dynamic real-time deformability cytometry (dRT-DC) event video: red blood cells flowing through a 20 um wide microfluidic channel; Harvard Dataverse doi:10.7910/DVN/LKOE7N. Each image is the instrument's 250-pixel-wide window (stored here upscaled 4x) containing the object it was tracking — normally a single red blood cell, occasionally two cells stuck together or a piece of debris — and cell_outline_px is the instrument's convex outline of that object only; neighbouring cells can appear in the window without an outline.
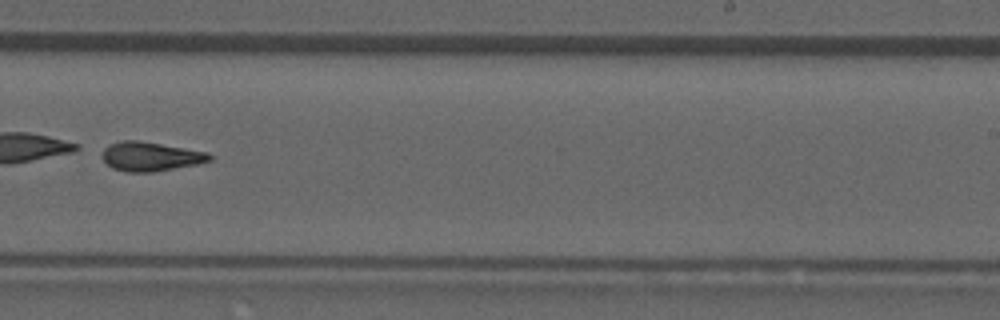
{"species": "common noctule bat (a hibernating species)", "species_latin": "Nyctalus noctula", "temperature_condition": "room temperature", "stored_images_in_passage": 45, "camera_frame_rate_fps": 3000, "um_per_image_px": 0.085, "animal": {"sex": "male", "forearm_length_mm": 52.5}, "frame": {"image": 1, "passage_image": 26, "time_ms": 8.333, "image_size_px": [1000, 320], "cell_outline_px": [[212, 160], [196, 164], [152, 172], [124, 172], [112, 168], [104, 160], [104, 148], [108, 144], [120, 140], [140, 140], [208, 152], [212, 156]], "centroid_in_image_um": [12.79, 13.29], "position_along_channel_um": 276.2, "area_um2": 18.21}}